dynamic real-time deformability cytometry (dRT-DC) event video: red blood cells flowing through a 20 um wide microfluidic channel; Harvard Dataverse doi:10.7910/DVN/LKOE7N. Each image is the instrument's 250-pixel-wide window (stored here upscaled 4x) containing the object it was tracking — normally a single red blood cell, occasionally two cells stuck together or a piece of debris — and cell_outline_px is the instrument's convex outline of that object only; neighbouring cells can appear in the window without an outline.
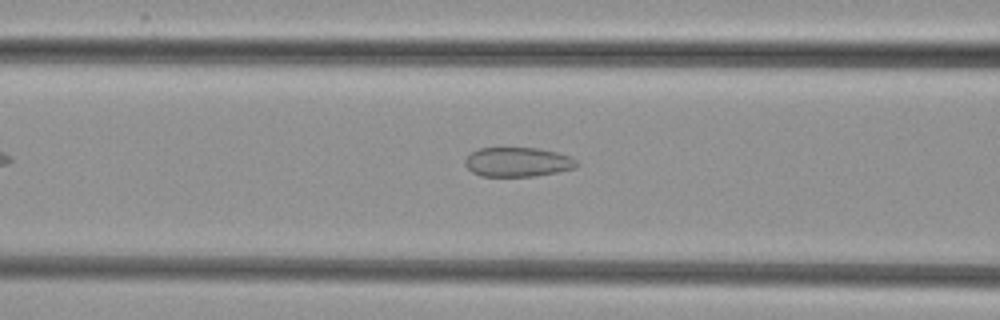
{"species": "common noctule bat (a hibernating species)", "species_latin": "Nyctalus noctula", "temperature_condition": "cold", "stored_images_in_passage": 43, "camera_frame_rate_fps": 3000, "um_per_image_px": 0.085, "animal": {"sex": "female", "body_mass_g": 29.2, "forearm_length_mm": 56.3}, "frame": {"image": 1, "passage_image": 12, "time_ms": 3.667, "image_size_px": [1000, 320], "cell_outline_px": [[580, 164], [576, 168], [536, 176], [480, 176], [472, 172], [464, 164], [464, 160], [472, 152], [480, 148], [540, 148], [572, 156]], "centroid_in_image_um": [44.03, 13.77], "position_along_channel_um": 122.6, "area_um2": 19.25}}
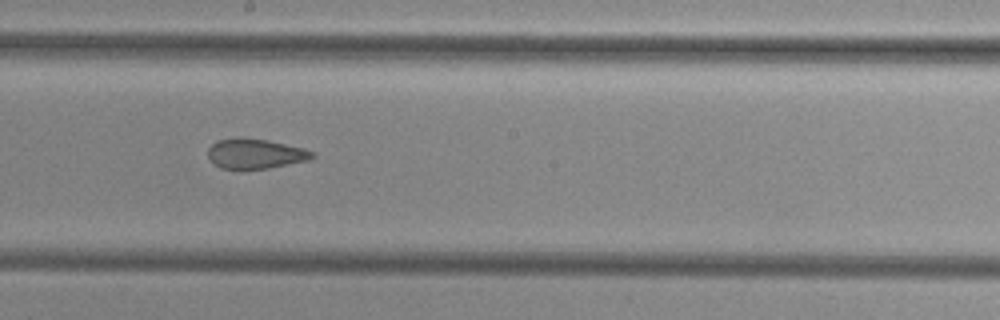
{"frame": {"image": 2, "passage_image": 20, "time_ms": 6.333, "image_size_px": [1000, 320], "cell_outline_px": [[316, 156], [308, 160], [268, 168], [240, 172], [220, 168], [208, 156], [208, 148], [216, 140], [236, 136], [244, 136], [268, 140], [304, 148], [316, 152]], "centroid_in_image_um": [21.67, 13.07], "position_along_channel_um": 226.5, "area_um2": 19.02}}
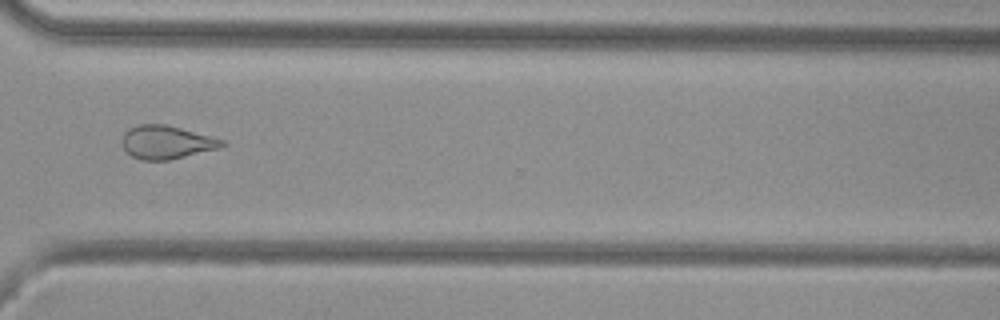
{"frame": {"image": 3, "passage_image": 30, "time_ms": 9.667, "image_size_px": [1000, 320], "cell_outline_px": [[228, 144], [220, 148], [168, 160], [140, 160], [132, 156], [120, 144], [120, 140], [124, 132], [128, 128], [136, 124], [164, 124], [180, 128], [224, 140]], "centroid_in_image_um": [14.11, 12.08], "position_along_channel_um": 356.5, "area_um2": 19.48}}